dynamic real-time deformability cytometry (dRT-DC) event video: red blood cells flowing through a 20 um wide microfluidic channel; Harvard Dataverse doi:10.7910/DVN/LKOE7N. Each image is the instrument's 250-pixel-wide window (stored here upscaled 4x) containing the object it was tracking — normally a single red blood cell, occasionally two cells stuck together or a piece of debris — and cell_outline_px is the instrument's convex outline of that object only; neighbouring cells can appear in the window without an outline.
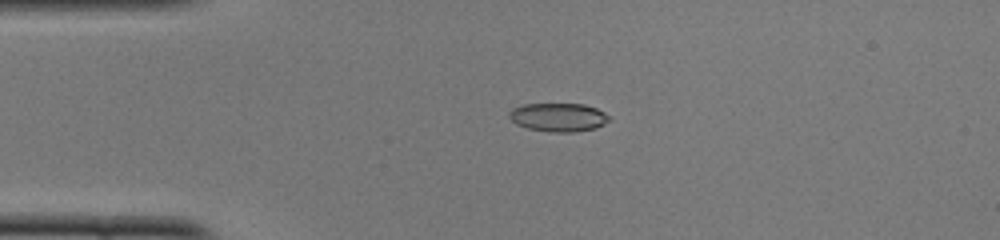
{"species": "common noctule bat (a hibernating species)", "species_latin": "Nyctalus noctula", "temperature_condition": "cold", "stored_images_in_passage": 49, "camera_frame_rate_fps": 3000, "um_per_image_px": 0.085, "animal": {"sex": "female", "body_mass_g": 22.0, "forearm_length_mm": 56.7}, "frame": {"image": 1, "passage_image": 10, "time_ms": 3.0, "image_size_px": [1000, 240], "cell_outline_px": [[612, 116], [604, 124], [596, 128], [572, 132], [548, 132], [528, 128], [516, 124], [508, 116], [508, 112], [512, 108], [524, 104], [584, 104], [596, 108]], "centroid_in_image_um": [47.46, 9.96], "position_along_channel_um": 37.5, "area_um2": 16.7}}
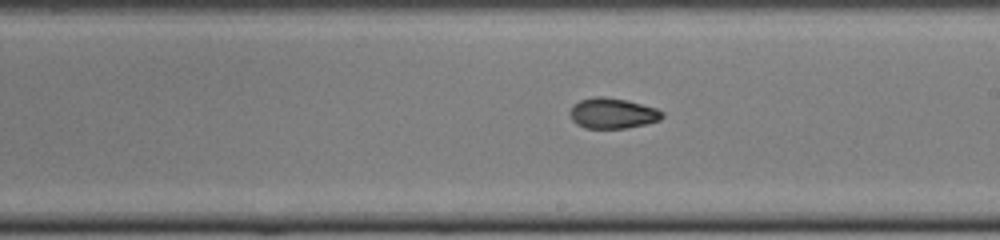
{"frame": {"image": 2, "passage_image": 27, "time_ms": 8.667, "image_size_px": [1000, 240], "cell_outline_px": [[664, 116], [660, 120], [628, 128], [584, 128], [576, 124], [572, 120], [568, 112], [572, 104], [580, 100], [596, 96], [604, 96], [624, 100], [656, 108], [664, 112]], "centroid_in_image_um": [52.03, 9.63], "position_along_channel_um": 237.0, "area_um2": 16.47}}
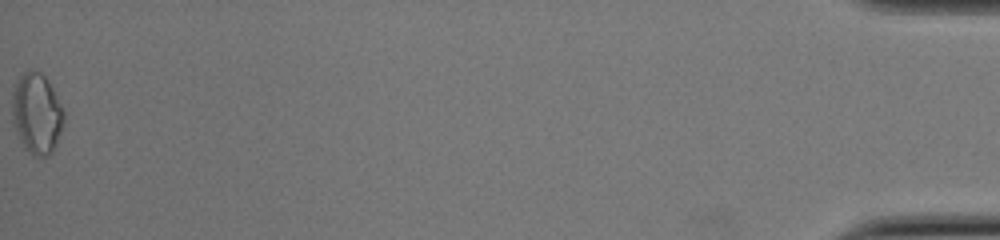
{"frame": {"image": 3, "passage_image": 49, "time_ms": 16.0, "image_size_px": [1000, 240], "cell_outline_px": [[64, 120], [56, 144], [52, 152], [48, 156], [32, 156], [24, 148], [12, 124], [12, 92], [16, 80], [28, 68], [32, 68], [40, 72], [48, 80], [64, 112]], "centroid_in_image_um": [3.09, 9.63], "position_along_channel_um": 432.1, "area_um2": 24.57}, "authors_computed_cell_mechanics": {"area_um2": 16.7042, "velocity_mm_per_s": 4.0211, "shape_relaxation_time_tau1_ms": null, "shape_relaxation_time_tau2_ms": 3.1146, "deformation_change_tau1": null, "deformation_change_tau2": 0.0799}}